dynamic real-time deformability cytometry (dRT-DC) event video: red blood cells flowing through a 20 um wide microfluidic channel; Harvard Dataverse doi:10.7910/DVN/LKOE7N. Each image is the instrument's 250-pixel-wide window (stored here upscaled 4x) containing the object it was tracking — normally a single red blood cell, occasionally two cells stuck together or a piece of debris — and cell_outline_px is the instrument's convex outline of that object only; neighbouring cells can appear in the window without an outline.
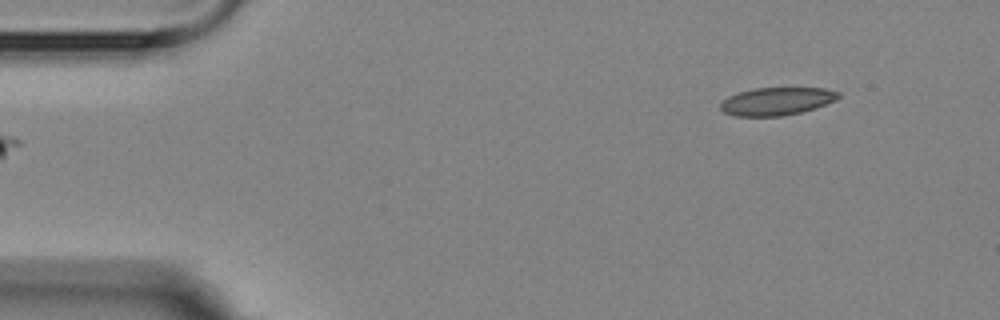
{"species": "Egyptian fruit bat (a non-hibernating species)", "species_latin": "Rousettus aegyptiacus", "temperature_condition": "room temperature", "stored_images_in_passage": 2, "camera_frame_rate_fps": 3000, "um_per_image_px": 0.085, "animal": {"sex": "female"}, "frame": {"image": 1, "passage_image": 2, "time_ms": 1.0, "image_size_px": [1000, 320], "cell_outline_px": [[840, 96], [836, 100], [816, 108], [784, 116], [736, 116], [724, 112], [720, 108], [720, 104], [728, 96], [740, 92], [756, 88], [824, 88], [840, 92]], "centroid_in_image_um": [66.04, 8.61], "position_along_channel_um": 19.0, "area_um2": 19.07}}